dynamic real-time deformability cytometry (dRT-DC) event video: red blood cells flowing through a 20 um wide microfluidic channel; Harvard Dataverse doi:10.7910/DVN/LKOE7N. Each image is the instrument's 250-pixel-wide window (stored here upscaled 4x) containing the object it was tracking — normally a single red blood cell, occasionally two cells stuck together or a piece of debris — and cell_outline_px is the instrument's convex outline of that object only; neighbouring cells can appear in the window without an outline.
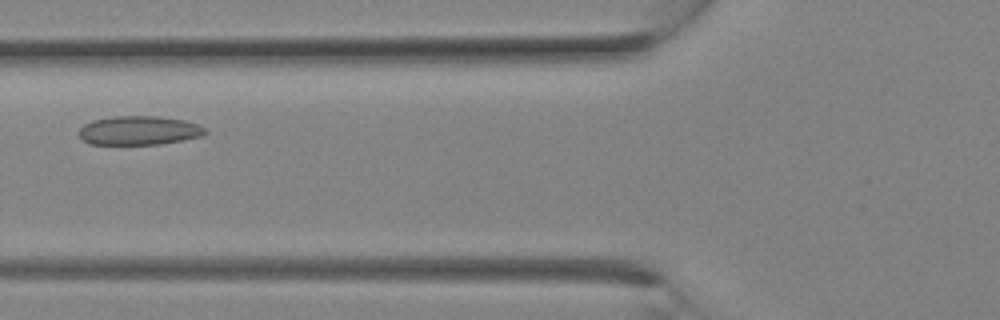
{"species": "Egyptian fruit bat (a non-hibernating species)", "species_latin": "Rousettus aegyptiacus", "temperature_condition": "room temperature", "stored_images_in_passage": 6, "camera_frame_rate_fps": 3000, "um_per_image_px": 0.085, "animal": {"sex": "female"}, "frame": {"image": 1, "passage_image": 5, "time_ms": 1.333, "image_size_px": [1000, 320], "cell_outline_px": [[208, 132], [200, 136], [160, 144], [88, 144], [80, 136], [80, 128], [84, 124], [92, 120], [112, 116], [160, 116], [184, 120], [200, 124]], "centroid_in_image_um": [11.82, 11.08], "position_along_channel_um": 114.0, "area_um2": 21.27}}